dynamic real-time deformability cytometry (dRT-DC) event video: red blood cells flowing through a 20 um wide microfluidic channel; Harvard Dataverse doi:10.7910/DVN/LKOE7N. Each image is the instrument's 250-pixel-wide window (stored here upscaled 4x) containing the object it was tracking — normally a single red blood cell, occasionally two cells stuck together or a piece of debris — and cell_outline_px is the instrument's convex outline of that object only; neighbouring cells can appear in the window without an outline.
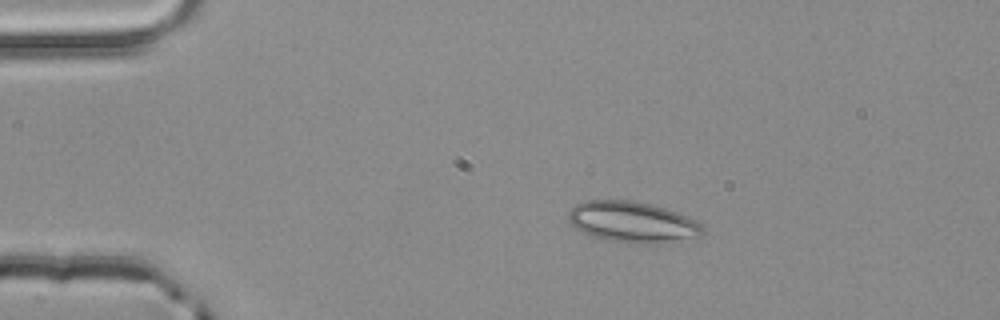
{"species": "common noctule bat (a hibernating species)", "species_latin": "Nyctalus noctula", "temperature_condition": "room temperature", "stored_images_in_passage": 52, "camera_frame_rate_fps": 3000, "um_per_image_px": 0.085, "animal": {"sex": "male", "body_mass_g": 20.4}, "frame": {"image": 1, "passage_image": 10, "time_ms": 3.0, "image_size_px": [1000, 320], "cell_outline_px": [[704, 232], [696, 236], [676, 244], [632, 244], [608, 240], [592, 236], [576, 228], [568, 220], [568, 212], [576, 204], [584, 200], [632, 200], [652, 204], [688, 216], [696, 220], [704, 228]], "centroid_in_image_um": [53.8, 18.89], "position_along_channel_um": 31.2, "area_um2": 32.6}}
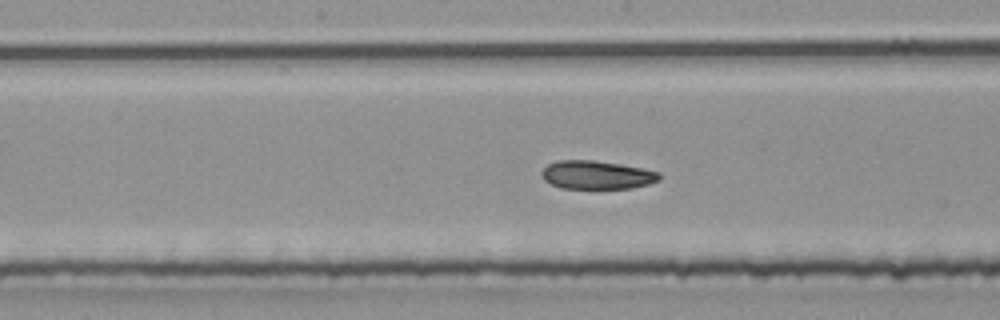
{"frame": {"image": 2, "passage_image": 27, "time_ms": 8.667, "image_size_px": [1000, 320], "cell_outline_px": [[660, 180], [648, 184], [632, 188], [560, 188], [544, 180], [540, 172], [548, 164], [560, 160], [592, 160], [620, 164], [660, 172]], "centroid_in_image_um": [50.72, 14.87], "position_along_channel_um": 197.5, "area_um2": 19.36}}
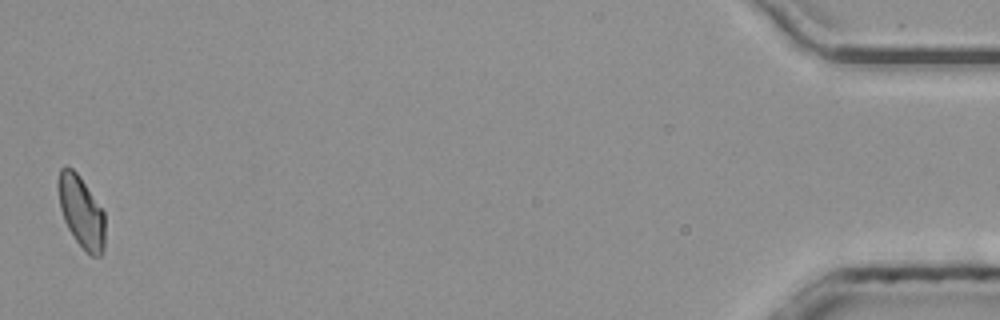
{"frame": {"image": 3, "passage_image": 52, "time_ms": 17.0, "image_size_px": [1000, 320], "cell_outline_px": [[104, 248], [100, 256], [92, 256], [76, 240], [68, 228], [64, 220], [60, 208], [56, 188], [56, 184], [60, 168], [72, 168], [80, 176], [104, 212]], "centroid_in_image_um": [6.88, 17.97], "position_along_channel_um": 428.3, "area_um2": 19.42}, "authors_computed_cell_mechanics": {"area_um2": 20.4034, "velocity_mm_per_s": 3.9562, "shape_relaxation_time_tau1_ms": null, "shape_relaxation_time_tau2_ms": 2.93, "deformation_change_tau1": null, "deformation_change_tau2": 0.0798}}